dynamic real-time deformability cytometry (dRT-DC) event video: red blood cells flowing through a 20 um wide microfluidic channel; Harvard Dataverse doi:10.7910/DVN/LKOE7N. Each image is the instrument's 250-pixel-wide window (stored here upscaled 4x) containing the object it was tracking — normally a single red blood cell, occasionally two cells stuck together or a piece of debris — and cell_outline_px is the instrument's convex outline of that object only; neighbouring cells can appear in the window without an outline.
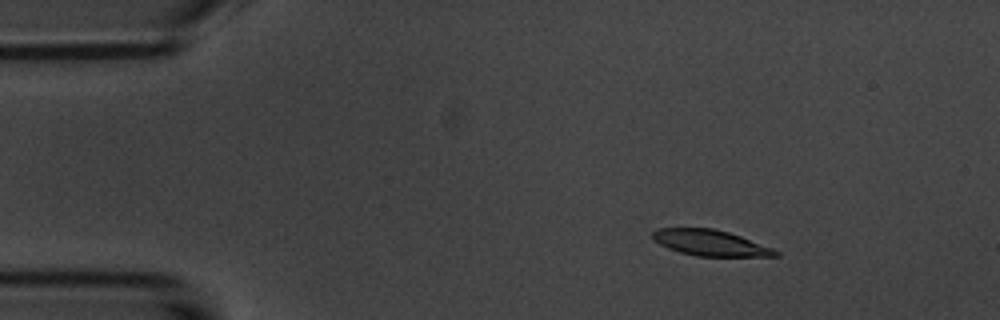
{"species": "common noctule bat (a hibernating species)", "species_latin": "Nyctalus noctula", "temperature_condition": "room temperature", "stored_images_in_passage": 5, "camera_frame_rate_fps": 3000, "um_per_image_px": 0.085, "animal": {"sex": "male", "body_mass_g": 20.1, "forearm_length_mm": 53.5}, "frame": {"image": 1, "passage_image": 3, "time_ms": 2.333, "image_size_px": [1000, 320], "cell_outline_px": [[780, 256], [696, 256], [680, 252], [668, 248], [652, 240], [652, 232], [656, 228], [712, 228], [728, 232], [740, 236], [772, 248], [780, 252]], "centroid_in_image_um": [60.34, 20.64], "position_along_channel_um": 24.7, "area_um2": 18.44}}